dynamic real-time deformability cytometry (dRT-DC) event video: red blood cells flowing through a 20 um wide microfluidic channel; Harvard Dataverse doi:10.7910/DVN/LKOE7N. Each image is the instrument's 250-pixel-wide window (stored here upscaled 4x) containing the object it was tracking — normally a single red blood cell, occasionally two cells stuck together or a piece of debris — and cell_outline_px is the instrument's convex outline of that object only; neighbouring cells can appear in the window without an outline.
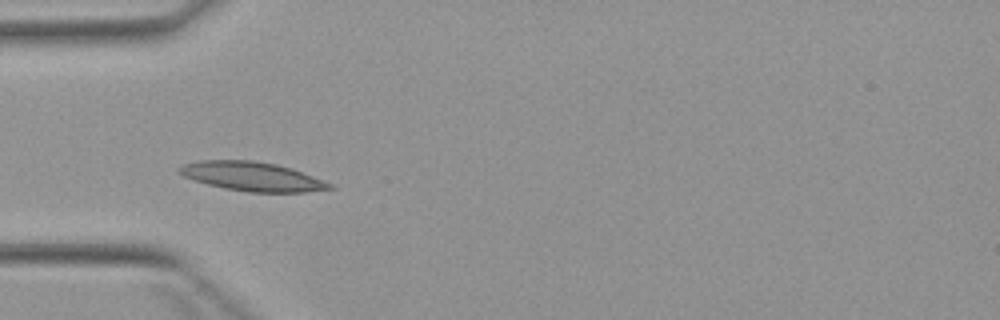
{"species": "Egyptian fruit bat (a non-hibernating species)", "species_latin": "Rousettus aegyptiacus", "temperature_condition": "warm", "stored_images_in_passage": 4, "camera_frame_rate_fps": 3000, "um_per_image_px": 0.085, "animal": {"sex": "female"}, "frame": {"image": 1, "passage_image": 4, "time_ms": 3.333, "image_size_px": [1000, 320], "cell_outline_px": [[336, 188], [304, 192], [248, 192], [224, 188], [208, 184], [184, 176], [176, 172], [176, 168], [184, 164], [200, 160], [252, 160], [276, 164], [292, 168], [332, 184]], "centroid_in_image_um": [21.41, 14.99], "position_along_channel_um": 63.6, "area_um2": 25.37}}